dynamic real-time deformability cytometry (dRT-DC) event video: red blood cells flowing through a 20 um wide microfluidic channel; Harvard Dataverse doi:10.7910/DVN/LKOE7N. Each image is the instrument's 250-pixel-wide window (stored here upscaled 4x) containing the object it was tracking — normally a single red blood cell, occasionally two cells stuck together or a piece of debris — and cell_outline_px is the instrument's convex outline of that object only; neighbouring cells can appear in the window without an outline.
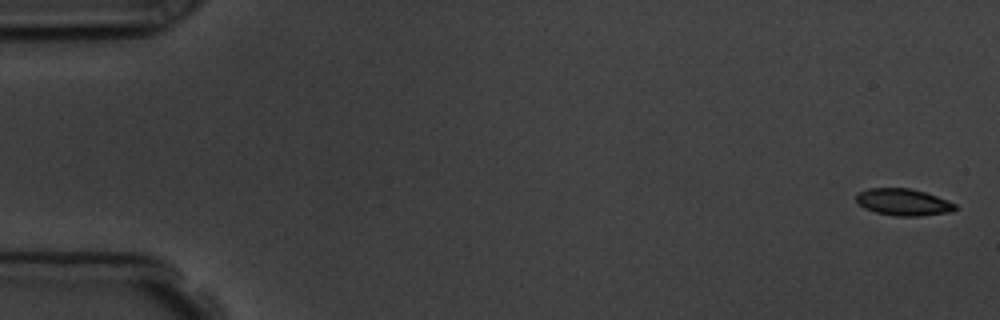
{"species": "common noctule bat (a hibernating species)", "species_latin": "Nyctalus noctula", "temperature_condition": "room temperature", "stored_images_in_passage": 6, "camera_frame_rate_fps": 3000, "um_per_image_px": 0.085, "animal": {"sex": "male", "body_mass_g": 19.5, "forearm_length_mm": 54.6}, "frame": {"image": 1, "passage_image": 1, "time_ms": 0.0, "image_size_px": [1000, 320], "cell_outline_px": [[956, 208], [952, 212], [920, 216], [892, 216], [876, 212], [864, 208], [856, 200], [856, 196], [860, 192], [868, 188], [908, 188], [924, 192], [936, 196], [956, 204]], "centroid_in_image_um": [76.78, 17.19], "position_along_channel_um": 8.2, "area_um2": 15.37}}
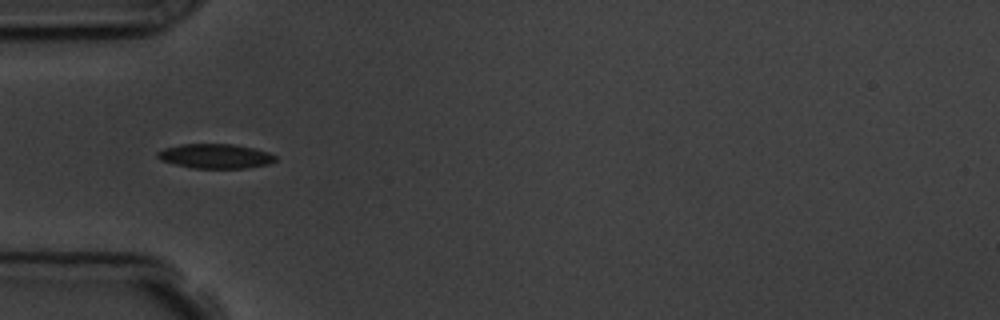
{"frame": {"image": 2, "passage_image": 4, "time_ms": 5.333, "image_size_px": [1000, 320], "cell_outline_px": [[276, 160], [268, 164], [248, 168], [192, 168], [160, 160], [156, 156], [156, 152], [164, 148], [180, 144], [232, 144], [256, 148], [268, 152], [276, 156]], "centroid_in_image_um": [18.3, 13.27], "position_along_channel_um": 66.7, "area_um2": 16.94}}
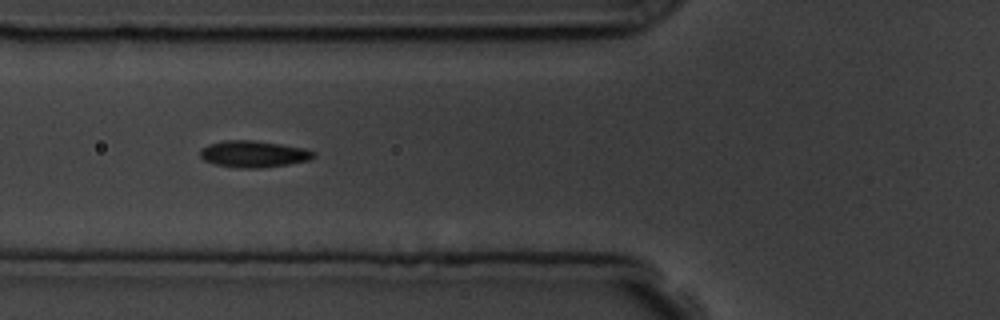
{"frame": {"image": 3, "passage_image": 5, "time_ms": 6.333, "image_size_px": [1000, 320], "cell_outline_px": [[316, 156], [308, 160], [288, 164], [260, 168], [236, 168], [216, 164], [204, 160], [200, 156], [200, 152], [208, 144], [224, 140], [252, 140], [280, 144], [304, 148], [316, 152]], "centroid_in_image_um": [21.56, 13.09], "position_along_channel_um": 104.2, "area_um2": 17.51}}